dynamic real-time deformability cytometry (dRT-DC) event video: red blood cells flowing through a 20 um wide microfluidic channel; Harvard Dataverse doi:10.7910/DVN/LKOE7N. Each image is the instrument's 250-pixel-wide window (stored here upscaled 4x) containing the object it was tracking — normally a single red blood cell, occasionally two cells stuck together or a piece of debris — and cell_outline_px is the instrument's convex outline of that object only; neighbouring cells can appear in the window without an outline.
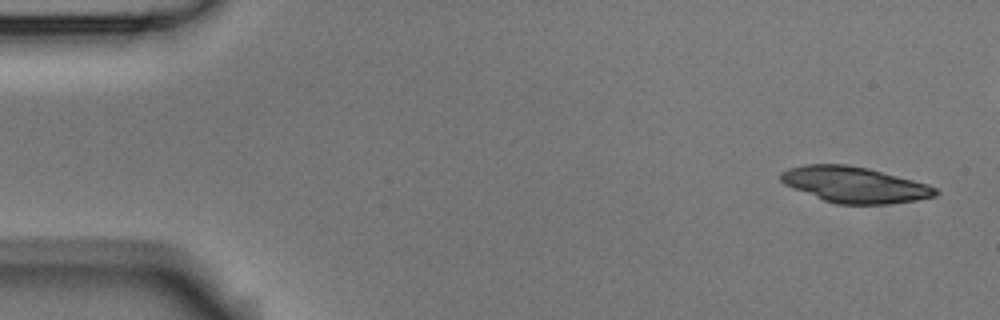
{"species": "Egyptian fruit bat (a non-hibernating species)", "species_latin": "Rousettus aegyptiacus", "temperature_condition": "room temperature", "stored_images_in_passage": 5, "camera_frame_rate_fps": 3000, "um_per_image_px": 0.085, "animal": {"sex": "male"}, "frame": {"image": 1, "passage_image": 1, "time_ms": 0.0, "image_size_px": [1000, 320], "cell_outline_px": [[940, 192], [936, 196], [916, 200], [888, 204], [836, 204], [824, 200], [784, 184], [780, 180], [780, 172], [788, 168], [804, 164], [848, 164], [868, 168], [928, 184], [936, 188]], "centroid_in_image_um": [72.64, 15.69], "position_along_channel_um": 12.4, "area_um2": 32.31}}